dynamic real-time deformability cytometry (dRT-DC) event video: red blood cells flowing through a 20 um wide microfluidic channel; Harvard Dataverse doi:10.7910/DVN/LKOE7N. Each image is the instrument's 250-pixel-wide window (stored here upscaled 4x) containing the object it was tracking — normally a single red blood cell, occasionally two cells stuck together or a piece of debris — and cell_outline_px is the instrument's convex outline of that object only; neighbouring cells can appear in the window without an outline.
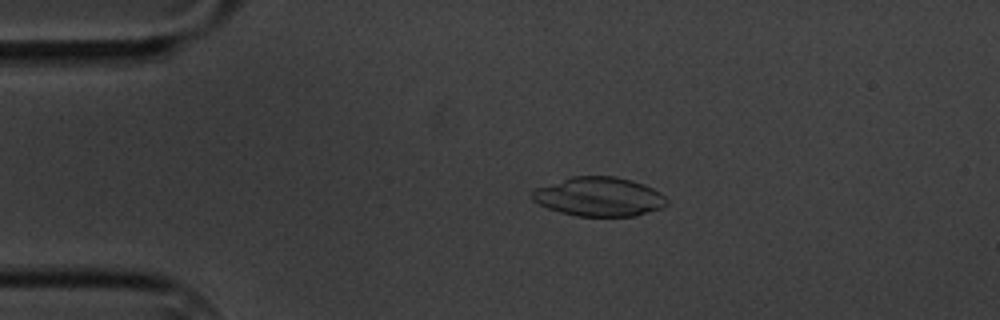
{"species": "common noctule bat (a hibernating species)", "species_latin": "Nyctalus noctula", "temperature_condition": "cold", "stored_images_in_passage": 6, "segment_of_instrument_passage": [1, 2], "camera_frame_rate_fps": 3000, "um_per_image_px": 0.085, "animal": {"sex": "male", "body_mass_g": 20.1, "forearm_length_mm": 53.5}, "frame": {"image": 1, "passage_image": 4, "time_ms": 3.667, "image_size_px": [1000, 320], "cell_outline_px": [[668, 204], [660, 208], [632, 216], [576, 216], [560, 212], [548, 208], [532, 200], [532, 192], [536, 188], [572, 176], [616, 176], [632, 180], [644, 184], [660, 192], [668, 200]], "centroid_in_image_um": [50.92, 16.71], "position_along_channel_um": 34.1, "area_um2": 30.52}}